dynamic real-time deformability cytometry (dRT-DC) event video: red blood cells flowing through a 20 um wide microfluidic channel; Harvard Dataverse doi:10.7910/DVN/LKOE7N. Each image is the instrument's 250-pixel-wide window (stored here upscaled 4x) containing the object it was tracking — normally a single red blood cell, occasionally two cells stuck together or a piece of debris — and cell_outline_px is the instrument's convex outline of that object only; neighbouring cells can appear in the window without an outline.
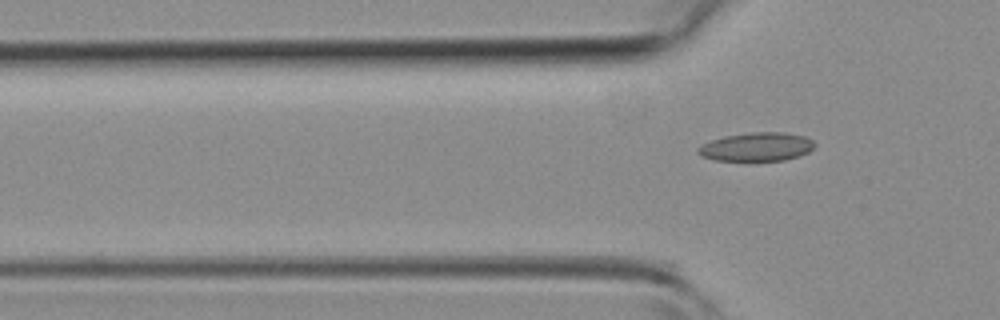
{"species": "common noctule bat (a hibernating species)", "species_latin": "Nyctalus noctula", "temperature_condition": "room temperature", "stored_images_in_passage": 2, "camera_frame_rate_fps": 3000, "um_per_image_px": 0.085, "animal": {"sex": "female", "body_mass_g": 19.3, "forearm_length_mm": 54.1}, "frame": {"image": 1, "passage_image": 2, "time_ms": 0.333, "image_size_px": [1000, 320], "cell_outline_px": [[816, 144], [808, 152], [800, 156], [784, 160], [716, 160], [704, 156], [696, 152], [696, 148], [712, 140], [724, 136], [752, 132], [784, 132], [804, 136], [812, 140]], "centroid_in_image_um": [64.34, 12.47], "position_along_channel_um": 61.5, "area_um2": 19.25}}